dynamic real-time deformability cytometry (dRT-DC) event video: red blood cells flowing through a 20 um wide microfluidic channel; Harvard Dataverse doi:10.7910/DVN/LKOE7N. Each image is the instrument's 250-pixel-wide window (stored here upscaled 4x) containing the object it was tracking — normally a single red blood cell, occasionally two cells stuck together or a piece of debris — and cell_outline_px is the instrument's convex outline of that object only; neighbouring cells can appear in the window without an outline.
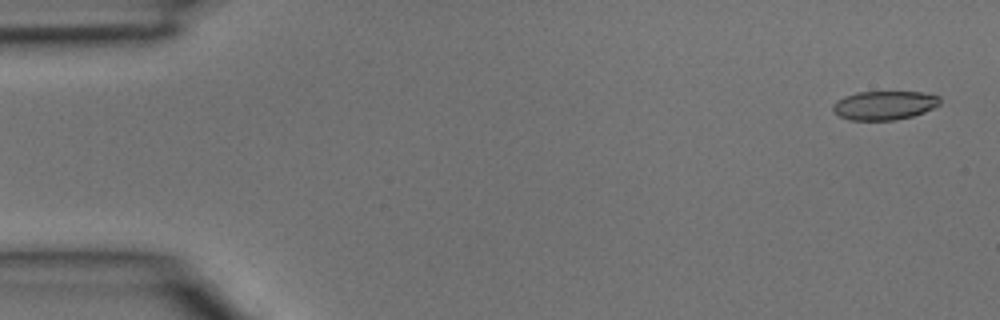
{"species": "common noctule bat (a hibernating species)", "species_latin": "Nyctalus noctula", "temperature_condition": "room temperature", "stored_images_in_passage": 3, "camera_frame_rate_fps": 3000, "um_per_image_px": 0.085, "animal": {"sex": "male", "body_mass_g": 15.6}, "frame": {"image": 1, "passage_image": 1, "time_ms": 0.0, "image_size_px": [1000, 320], "cell_outline_px": [[940, 104], [924, 112], [912, 116], [896, 120], [848, 120], [832, 112], [832, 104], [836, 100], [844, 96], [856, 92], [924, 92], [940, 96]], "centroid_in_image_um": [75.13, 8.95], "position_along_channel_um": 9.9, "area_um2": 18.21}}